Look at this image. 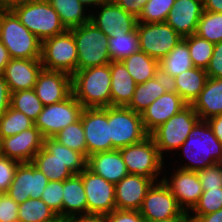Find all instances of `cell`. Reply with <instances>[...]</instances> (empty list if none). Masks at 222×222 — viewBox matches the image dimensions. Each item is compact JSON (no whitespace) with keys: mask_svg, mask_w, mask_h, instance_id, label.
<instances>
[{"mask_svg":"<svg viewBox=\"0 0 222 222\" xmlns=\"http://www.w3.org/2000/svg\"><path fill=\"white\" fill-rule=\"evenodd\" d=\"M32 164L49 181H64L80 174L87 167V158L80 152L60 144L54 138H45L42 149L34 156Z\"/></svg>","mask_w":222,"mask_h":222,"instance_id":"1","label":"cell"},{"mask_svg":"<svg viewBox=\"0 0 222 222\" xmlns=\"http://www.w3.org/2000/svg\"><path fill=\"white\" fill-rule=\"evenodd\" d=\"M178 150H183V158L190 161L178 166L182 170L198 172L208 166L222 163V144L206 120L196 123Z\"/></svg>","mask_w":222,"mask_h":222,"instance_id":"2","label":"cell"},{"mask_svg":"<svg viewBox=\"0 0 222 222\" xmlns=\"http://www.w3.org/2000/svg\"><path fill=\"white\" fill-rule=\"evenodd\" d=\"M110 63L78 70L72 75V94L84 108L111 106Z\"/></svg>","mask_w":222,"mask_h":222,"instance_id":"3","label":"cell"},{"mask_svg":"<svg viewBox=\"0 0 222 222\" xmlns=\"http://www.w3.org/2000/svg\"><path fill=\"white\" fill-rule=\"evenodd\" d=\"M0 41L11 58H41L42 41L20 22L12 10H0Z\"/></svg>","mask_w":222,"mask_h":222,"instance_id":"4","label":"cell"},{"mask_svg":"<svg viewBox=\"0 0 222 222\" xmlns=\"http://www.w3.org/2000/svg\"><path fill=\"white\" fill-rule=\"evenodd\" d=\"M70 30L77 46V71L103 66L112 61L108 49V36L93 23L89 21Z\"/></svg>","mask_w":222,"mask_h":222,"instance_id":"5","label":"cell"},{"mask_svg":"<svg viewBox=\"0 0 222 222\" xmlns=\"http://www.w3.org/2000/svg\"><path fill=\"white\" fill-rule=\"evenodd\" d=\"M12 11L20 22L41 41L67 30L58 13L47 0H29Z\"/></svg>","mask_w":222,"mask_h":222,"instance_id":"6","label":"cell"},{"mask_svg":"<svg viewBox=\"0 0 222 222\" xmlns=\"http://www.w3.org/2000/svg\"><path fill=\"white\" fill-rule=\"evenodd\" d=\"M199 120L193 106L187 105L155 129L150 136L153 138L160 155L164 158L163 154L178 150Z\"/></svg>","mask_w":222,"mask_h":222,"instance_id":"7","label":"cell"},{"mask_svg":"<svg viewBox=\"0 0 222 222\" xmlns=\"http://www.w3.org/2000/svg\"><path fill=\"white\" fill-rule=\"evenodd\" d=\"M119 151L127 167L128 174H136L150 180H159L165 163L150 135L143 141L125 146Z\"/></svg>","mask_w":222,"mask_h":222,"instance_id":"8","label":"cell"},{"mask_svg":"<svg viewBox=\"0 0 222 222\" xmlns=\"http://www.w3.org/2000/svg\"><path fill=\"white\" fill-rule=\"evenodd\" d=\"M41 63L43 69L73 75L77 71L78 52L71 30L42 41Z\"/></svg>","mask_w":222,"mask_h":222,"instance_id":"9","label":"cell"},{"mask_svg":"<svg viewBox=\"0 0 222 222\" xmlns=\"http://www.w3.org/2000/svg\"><path fill=\"white\" fill-rule=\"evenodd\" d=\"M108 124L112 146L116 150L139 143L149 136L141 114L127 107L108 106Z\"/></svg>","mask_w":222,"mask_h":222,"instance_id":"10","label":"cell"},{"mask_svg":"<svg viewBox=\"0 0 222 222\" xmlns=\"http://www.w3.org/2000/svg\"><path fill=\"white\" fill-rule=\"evenodd\" d=\"M84 107L71 94L64 101L44 106L34 121L43 138H53L62 129L78 121Z\"/></svg>","mask_w":222,"mask_h":222,"instance_id":"11","label":"cell"},{"mask_svg":"<svg viewBox=\"0 0 222 222\" xmlns=\"http://www.w3.org/2000/svg\"><path fill=\"white\" fill-rule=\"evenodd\" d=\"M136 30L139 37V49L148 56L160 61L183 38L166 22H138Z\"/></svg>","mask_w":222,"mask_h":222,"instance_id":"12","label":"cell"},{"mask_svg":"<svg viewBox=\"0 0 222 222\" xmlns=\"http://www.w3.org/2000/svg\"><path fill=\"white\" fill-rule=\"evenodd\" d=\"M145 220H167L179 216H189L179 205L162 179L154 183L148 190L139 209Z\"/></svg>","mask_w":222,"mask_h":222,"instance_id":"13","label":"cell"},{"mask_svg":"<svg viewBox=\"0 0 222 222\" xmlns=\"http://www.w3.org/2000/svg\"><path fill=\"white\" fill-rule=\"evenodd\" d=\"M80 119L85 132L87 158L97 152L115 150L110 138L108 107L84 108Z\"/></svg>","mask_w":222,"mask_h":222,"instance_id":"14","label":"cell"},{"mask_svg":"<svg viewBox=\"0 0 222 222\" xmlns=\"http://www.w3.org/2000/svg\"><path fill=\"white\" fill-rule=\"evenodd\" d=\"M79 175L85 188L87 214L105 216L116 209L115 184L94 174L87 167Z\"/></svg>","mask_w":222,"mask_h":222,"instance_id":"15","label":"cell"},{"mask_svg":"<svg viewBox=\"0 0 222 222\" xmlns=\"http://www.w3.org/2000/svg\"><path fill=\"white\" fill-rule=\"evenodd\" d=\"M48 181V178L32 162L19 163L6 193L17 204H22L29 198L41 199Z\"/></svg>","mask_w":222,"mask_h":222,"instance_id":"16","label":"cell"},{"mask_svg":"<svg viewBox=\"0 0 222 222\" xmlns=\"http://www.w3.org/2000/svg\"><path fill=\"white\" fill-rule=\"evenodd\" d=\"M97 9L95 14L94 11H88L90 22L108 37L125 35L136 28L137 18L118 6L113 0L100 4Z\"/></svg>","mask_w":222,"mask_h":222,"instance_id":"17","label":"cell"},{"mask_svg":"<svg viewBox=\"0 0 222 222\" xmlns=\"http://www.w3.org/2000/svg\"><path fill=\"white\" fill-rule=\"evenodd\" d=\"M44 138L34 125L13 136L0 140V154L19 163H30L42 149Z\"/></svg>","mask_w":222,"mask_h":222,"instance_id":"18","label":"cell"},{"mask_svg":"<svg viewBox=\"0 0 222 222\" xmlns=\"http://www.w3.org/2000/svg\"><path fill=\"white\" fill-rule=\"evenodd\" d=\"M174 172L170 179L167 178V175L162 176V181L172 192L183 210L189 213L199 202L203 193L198 173L179 168Z\"/></svg>","mask_w":222,"mask_h":222,"instance_id":"19","label":"cell"},{"mask_svg":"<svg viewBox=\"0 0 222 222\" xmlns=\"http://www.w3.org/2000/svg\"><path fill=\"white\" fill-rule=\"evenodd\" d=\"M34 91L43 106L64 101L72 94V76L60 71L42 69Z\"/></svg>","mask_w":222,"mask_h":222,"instance_id":"20","label":"cell"},{"mask_svg":"<svg viewBox=\"0 0 222 222\" xmlns=\"http://www.w3.org/2000/svg\"><path fill=\"white\" fill-rule=\"evenodd\" d=\"M156 182L136 174L125 176L115 184L116 209L139 211L148 190Z\"/></svg>","mask_w":222,"mask_h":222,"instance_id":"21","label":"cell"},{"mask_svg":"<svg viewBox=\"0 0 222 222\" xmlns=\"http://www.w3.org/2000/svg\"><path fill=\"white\" fill-rule=\"evenodd\" d=\"M43 69L40 59L11 58L3 72L10 92L34 89L37 78Z\"/></svg>","mask_w":222,"mask_h":222,"instance_id":"22","label":"cell"},{"mask_svg":"<svg viewBox=\"0 0 222 222\" xmlns=\"http://www.w3.org/2000/svg\"><path fill=\"white\" fill-rule=\"evenodd\" d=\"M203 11V0H176L166 23L185 38L195 34Z\"/></svg>","mask_w":222,"mask_h":222,"instance_id":"23","label":"cell"},{"mask_svg":"<svg viewBox=\"0 0 222 222\" xmlns=\"http://www.w3.org/2000/svg\"><path fill=\"white\" fill-rule=\"evenodd\" d=\"M187 105L177 93L166 92L161 95L141 113L146 132L150 135L155 129Z\"/></svg>","mask_w":222,"mask_h":222,"instance_id":"24","label":"cell"},{"mask_svg":"<svg viewBox=\"0 0 222 222\" xmlns=\"http://www.w3.org/2000/svg\"><path fill=\"white\" fill-rule=\"evenodd\" d=\"M87 168L110 183L117 184L128 175L119 150L94 153L87 158Z\"/></svg>","mask_w":222,"mask_h":222,"instance_id":"25","label":"cell"},{"mask_svg":"<svg viewBox=\"0 0 222 222\" xmlns=\"http://www.w3.org/2000/svg\"><path fill=\"white\" fill-rule=\"evenodd\" d=\"M111 106L127 107L133 97L136 82L121 61H111Z\"/></svg>","mask_w":222,"mask_h":222,"instance_id":"26","label":"cell"},{"mask_svg":"<svg viewBox=\"0 0 222 222\" xmlns=\"http://www.w3.org/2000/svg\"><path fill=\"white\" fill-rule=\"evenodd\" d=\"M200 120L222 115V78L208 77L199 97L192 104Z\"/></svg>","mask_w":222,"mask_h":222,"instance_id":"27","label":"cell"},{"mask_svg":"<svg viewBox=\"0 0 222 222\" xmlns=\"http://www.w3.org/2000/svg\"><path fill=\"white\" fill-rule=\"evenodd\" d=\"M63 218L87 214V199L82 177L74 174L63 181Z\"/></svg>","mask_w":222,"mask_h":222,"instance_id":"28","label":"cell"},{"mask_svg":"<svg viewBox=\"0 0 222 222\" xmlns=\"http://www.w3.org/2000/svg\"><path fill=\"white\" fill-rule=\"evenodd\" d=\"M208 75L205 69L193 67L175 77L177 94L188 104L192 105L203 90Z\"/></svg>","mask_w":222,"mask_h":222,"instance_id":"29","label":"cell"},{"mask_svg":"<svg viewBox=\"0 0 222 222\" xmlns=\"http://www.w3.org/2000/svg\"><path fill=\"white\" fill-rule=\"evenodd\" d=\"M58 13L62 24L67 30L79 27L90 21L87 8L78 0H47Z\"/></svg>","mask_w":222,"mask_h":222,"instance_id":"30","label":"cell"},{"mask_svg":"<svg viewBox=\"0 0 222 222\" xmlns=\"http://www.w3.org/2000/svg\"><path fill=\"white\" fill-rule=\"evenodd\" d=\"M136 84L145 83L154 78L159 61L148 56L143 51H137L121 61Z\"/></svg>","mask_w":222,"mask_h":222,"instance_id":"31","label":"cell"},{"mask_svg":"<svg viewBox=\"0 0 222 222\" xmlns=\"http://www.w3.org/2000/svg\"><path fill=\"white\" fill-rule=\"evenodd\" d=\"M159 67L173 78L193 68L187 43L182 39L159 61Z\"/></svg>","mask_w":222,"mask_h":222,"instance_id":"32","label":"cell"},{"mask_svg":"<svg viewBox=\"0 0 222 222\" xmlns=\"http://www.w3.org/2000/svg\"><path fill=\"white\" fill-rule=\"evenodd\" d=\"M19 222H60L58 215L42 200L29 198L18 209Z\"/></svg>","mask_w":222,"mask_h":222,"instance_id":"33","label":"cell"},{"mask_svg":"<svg viewBox=\"0 0 222 222\" xmlns=\"http://www.w3.org/2000/svg\"><path fill=\"white\" fill-rule=\"evenodd\" d=\"M165 93L166 90L158 81L155 78H151L145 83L136 85L135 92L127 108L141 114L152 102Z\"/></svg>","mask_w":222,"mask_h":222,"instance_id":"34","label":"cell"},{"mask_svg":"<svg viewBox=\"0 0 222 222\" xmlns=\"http://www.w3.org/2000/svg\"><path fill=\"white\" fill-rule=\"evenodd\" d=\"M108 43L112 61H122L140 50L136 28L125 35H112V37H108Z\"/></svg>","mask_w":222,"mask_h":222,"instance_id":"35","label":"cell"},{"mask_svg":"<svg viewBox=\"0 0 222 222\" xmlns=\"http://www.w3.org/2000/svg\"><path fill=\"white\" fill-rule=\"evenodd\" d=\"M10 107L22 112L35 121L42 112L43 104L34 89L20 90L11 93Z\"/></svg>","mask_w":222,"mask_h":222,"instance_id":"36","label":"cell"},{"mask_svg":"<svg viewBox=\"0 0 222 222\" xmlns=\"http://www.w3.org/2000/svg\"><path fill=\"white\" fill-rule=\"evenodd\" d=\"M34 126V121L11 107L0 116V140Z\"/></svg>","mask_w":222,"mask_h":222,"instance_id":"37","label":"cell"},{"mask_svg":"<svg viewBox=\"0 0 222 222\" xmlns=\"http://www.w3.org/2000/svg\"><path fill=\"white\" fill-rule=\"evenodd\" d=\"M183 40L187 43L194 67L206 70L213 56L215 44L196 34L187 36Z\"/></svg>","mask_w":222,"mask_h":222,"instance_id":"38","label":"cell"},{"mask_svg":"<svg viewBox=\"0 0 222 222\" xmlns=\"http://www.w3.org/2000/svg\"><path fill=\"white\" fill-rule=\"evenodd\" d=\"M195 34L214 44L222 41V13L203 11Z\"/></svg>","mask_w":222,"mask_h":222,"instance_id":"39","label":"cell"},{"mask_svg":"<svg viewBox=\"0 0 222 222\" xmlns=\"http://www.w3.org/2000/svg\"><path fill=\"white\" fill-rule=\"evenodd\" d=\"M53 138L60 144L82 153L87 158L85 132L81 119L62 129Z\"/></svg>","mask_w":222,"mask_h":222,"instance_id":"40","label":"cell"},{"mask_svg":"<svg viewBox=\"0 0 222 222\" xmlns=\"http://www.w3.org/2000/svg\"><path fill=\"white\" fill-rule=\"evenodd\" d=\"M176 0H148L138 22L142 23H164L168 17L169 11Z\"/></svg>","mask_w":222,"mask_h":222,"instance_id":"41","label":"cell"},{"mask_svg":"<svg viewBox=\"0 0 222 222\" xmlns=\"http://www.w3.org/2000/svg\"><path fill=\"white\" fill-rule=\"evenodd\" d=\"M222 209V188L203 191L199 202L189 212V216H202Z\"/></svg>","mask_w":222,"mask_h":222,"instance_id":"42","label":"cell"},{"mask_svg":"<svg viewBox=\"0 0 222 222\" xmlns=\"http://www.w3.org/2000/svg\"><path fill=\"white\" fill-rule=\"evenodd\" d=\"M63 181H48L41 199L63 219Z\"/></svg>","mask_w":222,"mask_h":222,"instance_id":"43","label":"cell"},{"mask_svg":"<svg viewBox=\"0 0 222 222\" xmlns=\"http://www.w3.org/2000/svg\"><path fill=\"white\" fill-rule=\"evenodd\" d=\"M203 191L222 188V163H216L197 172Z\"/></svg>","mask_w":222,"mask_h":222,"instance_id":"44","label":"cell"},{"mask_svg":"<svg viewBox=\"0 0 222 222\" xmlns=\"http://www.w3.org/2000/svg\"><path fill=\"white\" fill-rule=\"evenodd\" d=\"M19 162L0 154V193H6L14 178Z\"/></svg>","mask_w":222,"mask_h":222,"instance_id":"45","label":"cell"},{"mask_svg":"<svg viewBox=\"0 0 222 222\" xmlns=\"http://www.w3.org/2000/svg\"><path fill=\"white\" fill-rule=\"evenodd\" d=\"M19 204L7 193H0V222H19Z\"/></svg>","mask_w":222,"mask_h":222,"instance_id":"46","label":"cell"},{"mask_svg":"<svg viewBox=\"0 0 222 222\" xmlns=\"http://www.w3.org/2000/svg\"><path fill=\"white\" fill-rule=\"evenodd\" d=\"M106 222H145L139 211L115 209L105 215Z\"/></svg>","mask_w":222,"mask_h":222,"instance_id":"47","label":"cell"},{"mask_svg":"<svg viewBox=\"0 0 222 222\" xmlns=\"http://www.w3.org/2000/svg\"><path fill=\"white\" fill-rule=\"evenodd\" d=\"M206 73L210 78H222V41L214 45L213 56Z\"/></svg>","mask_w":222,"mask_h":222,"instance_id":"48","label":"cell"},{"mask_svg":"<svg viewBox=\"0 0 222 222\" xmlns=\"http://www.w3.org/2000/svg\"><path fill=\"white\" fill-rule=\"evenodd\" d=\"M118 6L138 18L148 0H113Z\"/></svg>","mask_w":222,"mask_h":222,"instance_id":"49","label":"cell"},{"mask_svg":"<svg viewBox=\"0 0 222 222\" xmlns=\"http://www.w3.org/2000/svg\"><path fill=\"white\" fill-rule=\"evenodd\" d=\"M154 78L169 93H177L175 78L165 73L160 67L155 70Z\"/></svg>","mask_w":222,"mask_h":222,"instance_id":"50","label":"cell"},{"mask_svg":"<svg viewBox=\"0 0 222 222\" xmlns=\"http://www.w3.org/2000/svg\"><path fill=\"white\" fill-rule=\"evenodd\" d=\"M11 92L3 74H0V116L10 107Z\"/></svg>","mask_w":222,"mask_h":222,"instance_id":"51","label":"cell"},{"mask_svg":"<svg viewBox=\"0 0 222 222\" xmlns=\"http://www.w3.org/2000/svg\"><path fill=\"white\" fill-rule=\"evenodd\" d=\"M60 222H106V220L104 215L82 214L60 219Z\"/></svg>","mask_w":222,"mask_h":222,"instance_id":"52","label":"cell"},{"mask_svg":"<svg viewBox=\"0 0 222 222\" xmlns=\"http://www.w3.org/2000/svg\"><path fill=\"white\" fill-rule=\"evenodd\" d=\"M190 222H222V209L202 216H189Z\"/></svg>","mask_w":222,"mask_h":222,"instance_id":"53","label":"cell"},{"mask_svg":"<svg viewBox=\"0 0 222 222\" xmlns=\"http://www.w3.org/2000/svg\"><path fill=\"white\" fill-rule=\"evenodd\" d=\"M207 122L212 128L214 135L222 144V115L211 117L207 120Z\"/></svg>","mask_w":222,"mask_h":222,"instance_id":"54","label":"cell"},{"mask_svg":"<svg viewBox=\"0 0 222 222\" xmlns=\"http://www.w3.org/2000/svg\"><path fill=\"white\" fill-rule=\"evenodd\" d=\"M203 10L222 13V0H203Z\"/></svg>","mask_w":222,"mask_h":222,"instance_id":"55","label":"cell"},{"mask_svg":"<svg viewBox=\"0 0 222 222\" xmlns=\"http://www.w3.org/2000/svg\"><path fill=\"white\" fill-rule=\"evenodd\" d=\"M11 57L7 48L0 41V74H3L6 65L9 63Z\"/></svg>","mask_w":222,"mask_h":222,"instance_id":"56","label":"cell"},{"mask_svg":"<svg viewBox=\"0 0 222 222\" xmlns=\"http://www.w3.org/2000/svg\"><path fill=\"white\" fill-rule=\"evenodd\" d=\"M29 0H0V10H13Z\"/></svg>","mask_w":222,"mask_h":222,"instance_id":"57","label":"cell"},{"mask_svg":"<svg viewBox=\"0 0 222 222\" xmlns=\"http://www.w3.org/2000/svg\"><path fill=\"white\" fill-rule=\"evenodd\" d=\"M83 6H85L87 9L89 8H93L95 10V8H97L100 4L107 2L108 0H78Z\"/></svg>","mask_w":222,"mask_h":222,"instance_id":"58","label":"cell"},{"mask_svg":"<svg viewBox=\"0 0 222 222\" xmlns=\"http://www.w3.org/2000/svg\"><path fill=\"white\" fill-rule=\"evenodd\" d=\"M145 222H190V218L189 216H179V217L170 218L167 220H154V221L146 220Z\"/></svg>","mask_w":222,"mask_h":222,"instance_id":"59","label":"cell"}]
</instances>
